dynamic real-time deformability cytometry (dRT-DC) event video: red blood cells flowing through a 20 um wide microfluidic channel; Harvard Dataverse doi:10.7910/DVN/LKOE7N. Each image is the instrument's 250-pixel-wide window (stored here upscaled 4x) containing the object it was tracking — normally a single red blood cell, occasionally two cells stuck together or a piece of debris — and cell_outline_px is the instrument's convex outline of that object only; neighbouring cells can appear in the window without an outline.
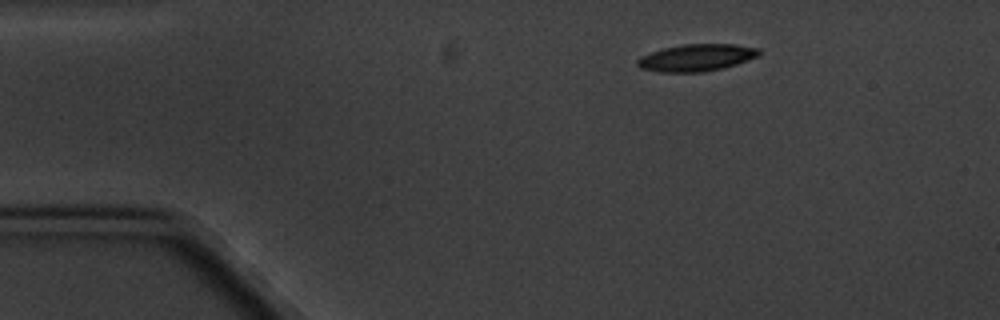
{"species": "common noctule bat (a hibernating species)", "species_latin": "Nyctalus noctula", "temperature_condition": "cold", "stored_images_in_passage": 3, "camera_frame_rate_fps": 3000, "um_per_image_px": 0.085, "animal": {"sex": "male", "body_mass_g": 20.1, "forearm_length_mm": 53.5}, "frame": {"image": 1, "passage_image": 1, "time_ms": 0.0, "image_size_px": [1000, 320], "cell_outline_px": [[760, 56], [724, 68], [704, 72], [660, 72], [640, 68], [636, 64], [636, 60], [640, 56], [664, 48], [684, 44], [736, 44], [760, 48]], "centroid_in_image_um": [59.22, 4.9], "position_along_channel_um": 25.8, "area_um2": 19.31}}